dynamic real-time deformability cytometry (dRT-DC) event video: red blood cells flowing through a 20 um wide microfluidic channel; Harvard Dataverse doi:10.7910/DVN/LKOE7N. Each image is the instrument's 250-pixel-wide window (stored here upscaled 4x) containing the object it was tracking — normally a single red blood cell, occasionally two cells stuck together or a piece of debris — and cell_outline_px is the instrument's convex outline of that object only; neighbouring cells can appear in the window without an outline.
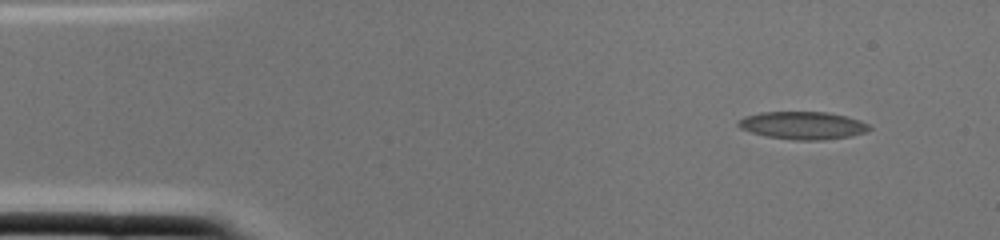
{"species": "common noctule bat (a hibernating species)", "species_latin": "Nyctalus noctula", "temperature_condition": "cold", "stored_images_in_passage": 1, "camera_frame_rate_fps": 3000, "um_per_image_px": 0.085, "animal": {"sex": "female", "body_mass_g": 22.0, "forearm_length_mm": 56.7}, "frame": {"image": 1, "passage_image": 1, "time_ms": 0.0, "image_size_px": [1000, 240], "cell_outline_px": [[872, 128], [864, 132], [852, 136], [820, 140], [796, 140], [764, 136], [740, 128], [736, 124], [736, 120], [744, 116], [760, 112], [828, 112], [860, 120], [868, 124]], "centroid_in_image_um": [68.2, 10.66], "position_along_channel_um": 16.8, "area_um2": 21.21}}